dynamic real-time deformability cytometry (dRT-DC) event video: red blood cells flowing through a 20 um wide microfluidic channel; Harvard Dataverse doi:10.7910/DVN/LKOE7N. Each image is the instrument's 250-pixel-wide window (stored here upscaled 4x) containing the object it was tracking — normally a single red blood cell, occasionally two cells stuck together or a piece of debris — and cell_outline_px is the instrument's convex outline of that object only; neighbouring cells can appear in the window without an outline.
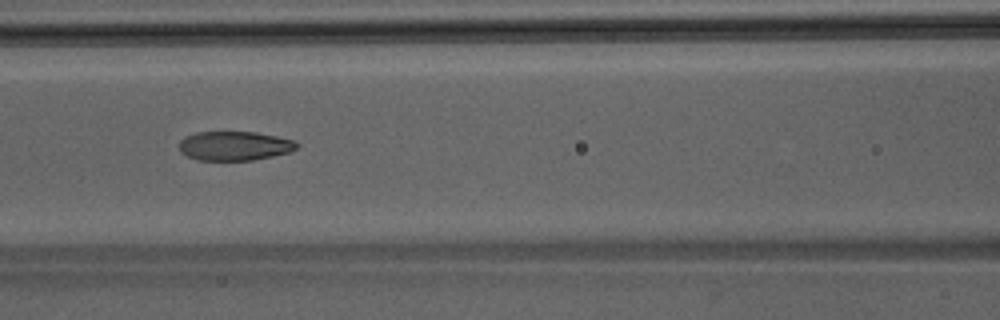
{"species": "Egyptian fruit bat (a non-hibernating species)", "species_latin": "Rousettus aegyptiacus", "temperature_condition": "room temperature", "stored_images_in_passage": 46, "camera_frame_rate_fps": 3000, "um_per_image_px": 0.085, "animal": {"sex": "male"}, "frame": {"image": 1, "passage_image": 20, "time_ms": 6.333, "image_size_px": [1000, 320], "cell_outline_px": [[300, 144], [296, 148], [288, 152], [272, 156], [252, 160], [196, 160], [180, 152], [180, 140], [184, 136], [196, 132], [256, 132], [276, 136], [292, 140]], "centroid_in_image_um": [19.9, 12.39], "position_along_channel_um": 146.7, "area_um2": 19.94}}